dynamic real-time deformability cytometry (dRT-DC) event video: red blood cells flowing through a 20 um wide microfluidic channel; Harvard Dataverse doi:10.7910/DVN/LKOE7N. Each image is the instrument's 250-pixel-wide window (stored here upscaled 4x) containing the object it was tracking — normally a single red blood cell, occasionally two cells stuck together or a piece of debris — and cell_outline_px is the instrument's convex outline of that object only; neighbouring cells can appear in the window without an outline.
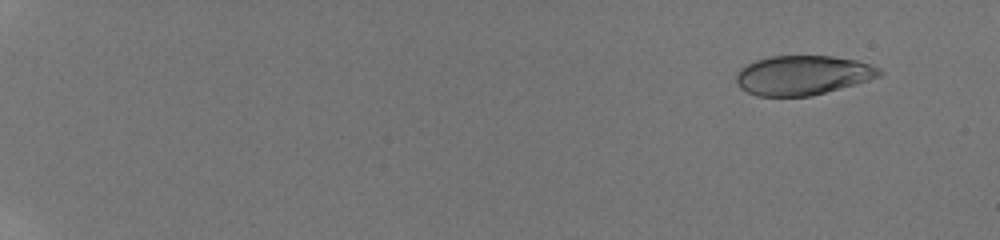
{"species": "human", "species_latin": "Homo sapiens", "temperature_condition": "room temperature", "stored_images_in_passage": 18, "camera_frame_rate_fps": 3000, "um_per_image_px": 0.085, "donor": {"sex": "male"}, "frame": {"image": 1, "passage_image": 3, "time_ms": 1.333, "image_size_px": [1000, 240], "cell_outline_px": [[884, 72], [880, 76], [856, 84], [812, 96], [756, 96], [740, 88], [736, 80], [736, 76], [740, 68], [756, 60], [772, 56], [832, 56], [856, 60], [880, 68]], "centroid_in_image_um": [68.24, 6.4], "position_along_channel_um": 16.8, "area_um2": 32.89}}
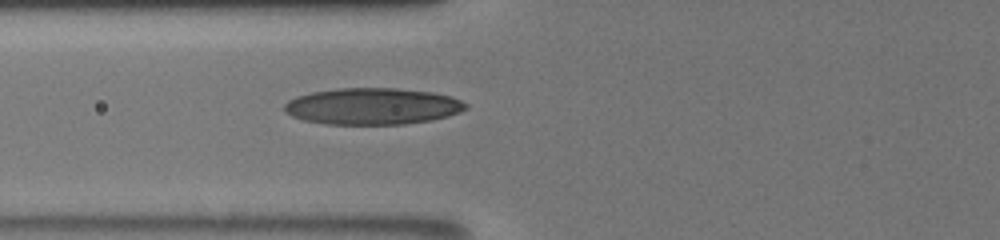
{"frame": {"image": 2, "passage_image": 16, "time_ms": 8.333, "image_size_px": [1000, 240], "cell_outline_px": [[468, 108], [460, 112], [448, 116], [432, 120], [404, 124], [328, 124], [304, 120], [292, 116], [284, 112], [284, 104], [288, 100], [296, 96], [312, 92], [336, 88], [396, 88], [432, 92], [452, 96], [468, 104]], "centroid_in_image_um": [31.67, 9.03], "position_along_channel_um": 94.1, "area_um2": 38.84}}
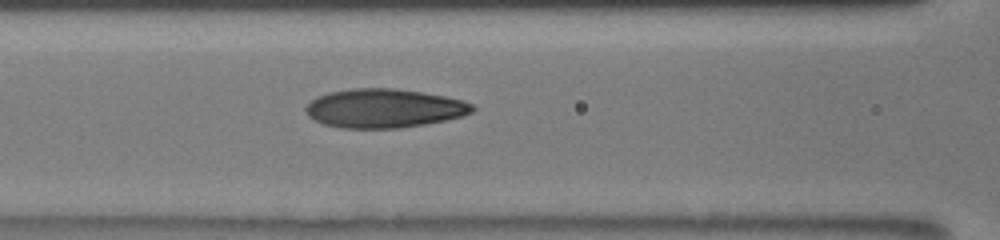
{"frame": {"image": 3, "passage_image": 18, "time_ms": 9.333, "image_size_px": [1000, 240], "cell_outline_px": [[476, 108], [472, 112], [460, 116], [444, 120], [424, 124], [400, 128], [340, 128], [324, 124], [308, 116], [304, 108], [316, 96], [328, 92], [352, 88], [392, 88], [420, 92], [444, 96], [460, 100], [472, 104]], "centroid_in_image_um": [32.6, 9.2], "position_along_channel_um": 134.0, "area_um2": 37.57}}